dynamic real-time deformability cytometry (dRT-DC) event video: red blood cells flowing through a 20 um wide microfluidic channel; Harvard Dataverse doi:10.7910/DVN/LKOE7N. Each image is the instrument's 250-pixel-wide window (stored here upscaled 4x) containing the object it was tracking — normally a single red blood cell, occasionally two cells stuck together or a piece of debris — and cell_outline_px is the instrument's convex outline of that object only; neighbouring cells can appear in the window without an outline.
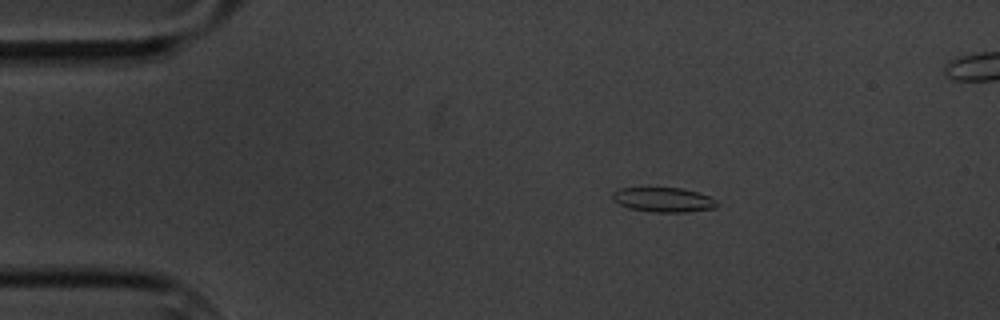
{"species": "common noctule bat (a hibernating species)", "species_latin": "Nyctalus noctula", "temperature_condition": "cold", "stored_images_in_passage": 3, "segment_of_instrument_passage": [1, 2], "camera_frame_rate_fps": 3000, "um_per_image_px": 0.085, "animal": {"sex": "male", "body_mass_g": 20.1, "forearm_length_mm": 53.5}, "frame": {"image": 1, "passage_image": 1, "time_ms": 0.0, "image_size_px": [1000, 320], "cell_outline_px": [[720, 204], [716, 208], [688, 212], [656, 212], [628, 208], [612, 200], [612, 192], [620, 188], [680, 188], [696, 192], [708, 196], [716, 200]], "centroid_in_image_um": [56.4, 16.98], "position_along_channel_um": 28.6, "area_um2": 14.97}}